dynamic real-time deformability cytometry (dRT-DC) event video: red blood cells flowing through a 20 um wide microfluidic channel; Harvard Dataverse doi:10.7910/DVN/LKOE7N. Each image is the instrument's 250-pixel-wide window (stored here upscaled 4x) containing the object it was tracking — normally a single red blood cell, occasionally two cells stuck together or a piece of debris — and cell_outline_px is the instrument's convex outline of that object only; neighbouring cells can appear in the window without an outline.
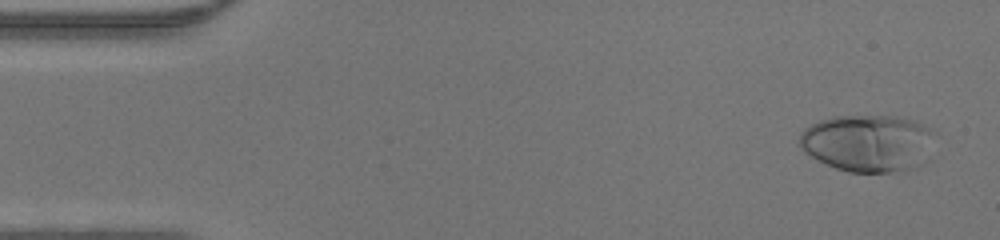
{"species": "human", "species_latin": "Homo sapiens", "temperature_condition": "warm", "stored_images_in_passage": 46, "camera_frame_rate_fps": 3000, "um_per_image_px": 0.085, "donor": {"sex": "male"}, "frame": {"image": 1, "passage_image": 2, "time_ms": 0.333, "image_size_px": [1000, 240], "cell_outline_px": [[936, 132], [908, 168], [892, 172], [848, 172], [836, 168], [804, 152], [800, 148], [800, 132], [804, 128], [820, 120], [832, 116], [896, 116], [916, 120], [932, 128]], "centroid_in_image_um": [73.62, 12.1], "position_along_channel_um": 11.4, "area_um2": 43.64}}
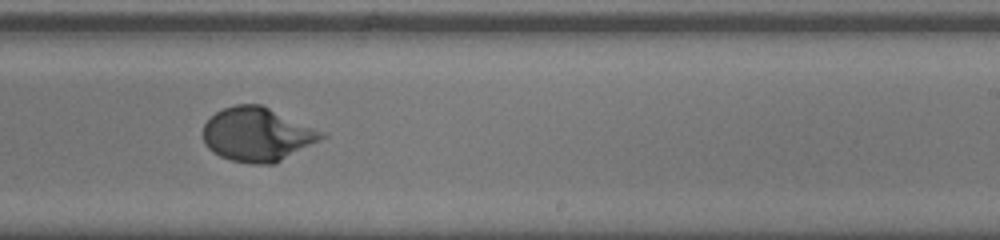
{"frame": {"image": 2, "passage_image": 28, "time_ms": 9.0, "image_size_px": [1000, 240], "cell_outline_px": [[328, 136], [272, 164], [252, 164], [232, 160], [220, 156], [212, 152], [204, 144], [204, 124], [216, 112], [224, 108], [236, 104], [260, 104], [324, 132]], "centroid_in_image_um": [21.84, 11.42], "position_along_channel_um": 267.2, "area_um2": 36.7}}
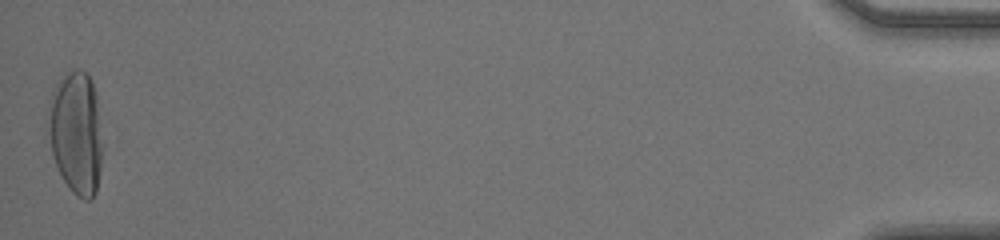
{"frame": {"image": 3, "passage_image": 46, "time_ms": 15.0, "image_size_px": [1000, 240], "cell_outline_px": [[104, 148], [100, 172], [96, 192], [92, 200], [84, 200], [76, 196], [68, 188], [52, 156], [52, 100], [56, 84], [68, 72], [76, 68], [84, 72], [88, 76], [96, 92]], "centroid_in_image_um": [6.57, 11.37], "position_along_channel_um": 428.6, "area_um2": 38.09}}